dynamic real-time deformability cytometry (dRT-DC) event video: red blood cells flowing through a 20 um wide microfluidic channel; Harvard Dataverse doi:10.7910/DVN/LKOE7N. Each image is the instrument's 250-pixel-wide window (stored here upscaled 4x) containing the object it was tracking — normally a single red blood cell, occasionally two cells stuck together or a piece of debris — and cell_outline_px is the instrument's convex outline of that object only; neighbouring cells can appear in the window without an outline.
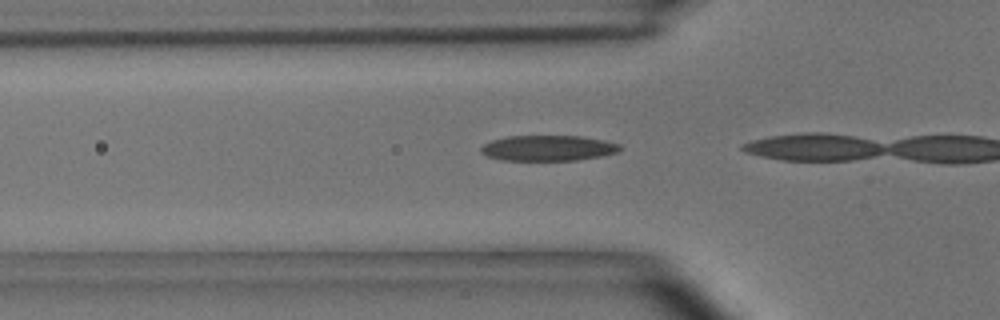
{"species": "common noctule bat (a hibernating species)", "species_latin": "Nyctalus noctula", "temperature_condition": "room temperature", "stored_images_in_passage": 5, "camera_frame_rate_fps": 3000, "um_per_image_px": 0.085, "animal": {"sex": "male", "body_mass_g": 15.6}, "frame": {"image": 1, "passage_image": 2, "time_ms": 0.333, "image_size_px": [1000, 320], "cell_outline_px": [[624, 148], [616, 152], [600, 156], [576, 160], [500, 160], [484, 156], [480, 152], [480, 148], [484, 144], [492, 140], [508, 136], [580, 136], [604, 140], [620, 144]], "centroid_in_image_um": [46.56, 12.59], "position_along_channel_um": 79.2, "area_um2": 20.75}}